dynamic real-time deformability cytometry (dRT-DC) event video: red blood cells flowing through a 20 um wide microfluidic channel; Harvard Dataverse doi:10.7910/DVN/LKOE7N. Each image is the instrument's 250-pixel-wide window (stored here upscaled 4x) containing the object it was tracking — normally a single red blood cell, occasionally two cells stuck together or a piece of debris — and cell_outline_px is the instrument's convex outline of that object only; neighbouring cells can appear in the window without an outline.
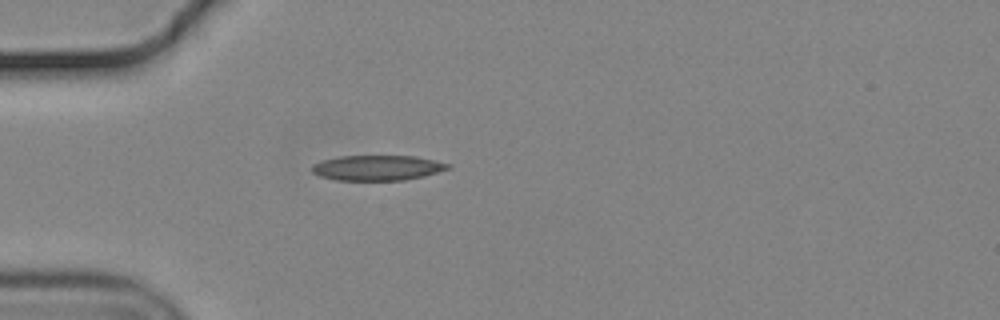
{"species": "common noctule bat (a hibernating species)", "species_latin": "Nyctalus noctula", "temperature_condition": "cold", "stored_images_in_passage": 40, "camera_frame_rate_fps": 3000, "um_per_image_px": 0.085, "animal": {"sex": "male", "body_mass_g": 19.2, "forearm_length_mm": 51.8}, "frame": {"image": 1, "passage_image": 1, "time_ms": 0.0, "image_size_px": [1000, 320], "cell_outline_px": [[452, 168], [424, 176], [404, 180], [336, 180], [320, 176], [312, 172], [312, 164], [324, 160], [340, 156], [416, 156], [452, 164]], "centroid_in_image_um": [32.12, 14.26], "position_along_channel_um": 52.9, "area_um2": 20.0}}
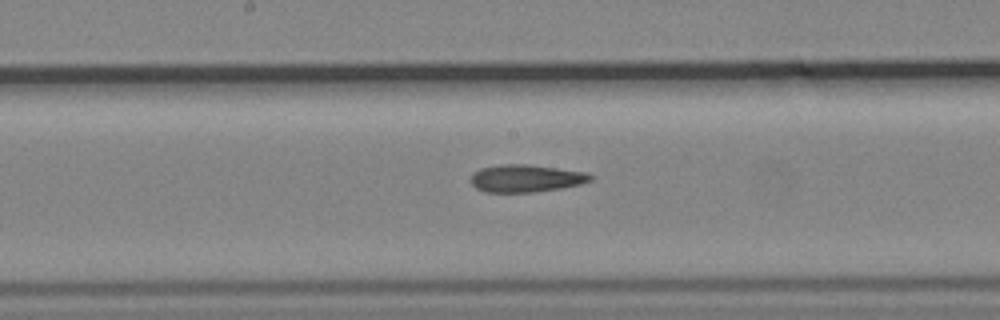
{"frame": {"image": 2, "passage_image": 14, "time_ms": 4.333, "image_size_px": [1000, 320], "cell_outline_px": [[596, 176], [592, 180], [580, 184], [560, 188], [532, 192], [484, 192], [476, 188], [472, 184], [472, 172], [480, 168], [500, 164], [528, 164], [588, 172]], "centroid_in_image_um": [44.73, 15.15], "position_along_channel_um": 203.5, "area_um2": 19.31}}
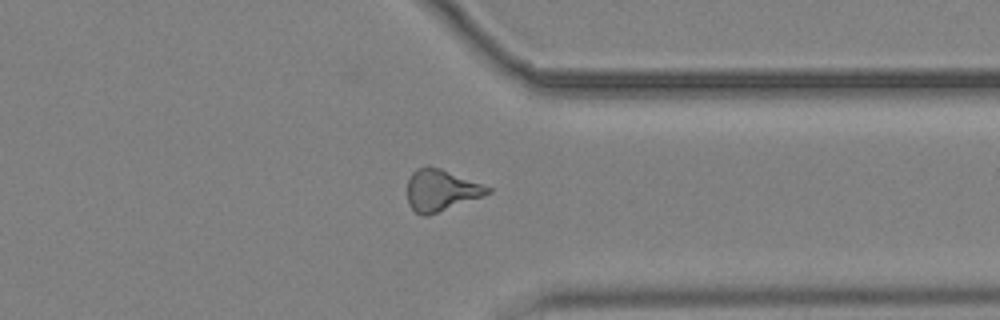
{"frame": {"image": 3, "passage_image": 28, "time_ms": 9.0, "image_size_px": [1000, 320], "cell_outline_px": [[492, 192], [484, 196], [428, 216], [424, 216], [416, 212], [408, 204], [408, 180], [412, 172], [416, 168], [428, 164], [440, 168], [492, 188]], "centroid_in_image_um": [37.48, 16.16], "position_along_channel_um": 373.9, "area_um2": 19.54}, "authors_computed_cell_mechanics": {"area_um2": 19.2763, "velocity_mm_per_s": 3.7044, "shape_relaxation_time_tau1_ms": null, "shape_relaxation_time_tau2_ms": 4.2451, "deformation_change_tau1": null, "deformation_change_tau2": 0.1351}}